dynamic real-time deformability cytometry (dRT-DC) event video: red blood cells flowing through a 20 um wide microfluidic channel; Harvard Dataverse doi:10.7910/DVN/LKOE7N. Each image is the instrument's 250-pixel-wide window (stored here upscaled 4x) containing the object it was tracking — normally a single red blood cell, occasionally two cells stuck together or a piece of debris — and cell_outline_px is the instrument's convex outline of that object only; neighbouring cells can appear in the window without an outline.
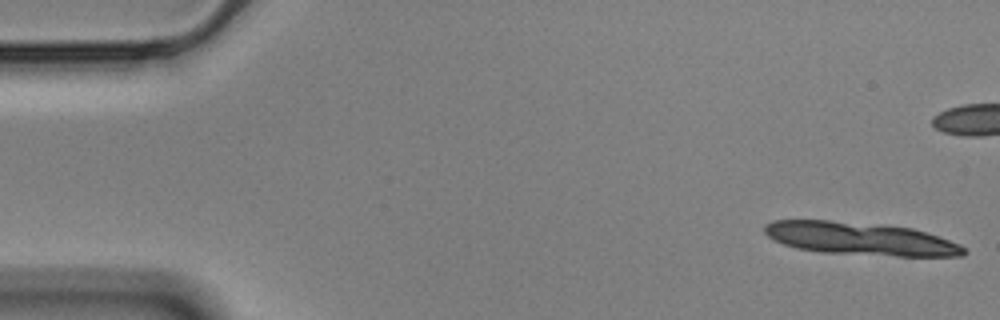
{"species": "Egyptian fruit bat (a non-hibernating species)", "species_latin": "Rousettus aegyptiacus", "temperature_condition": "cold", "stored_images_in_passage": 11, "camera_frame_rate_fps": 3000, "um_per_image_px": 0.085, "animal": {"sex": "male"}, "frame": {"image": 1, "passage_image": 1, "time_ms": 0.0, "image_size_px": [1000, 320], "cell_outline_px": [[968, 252], [964, 256], [896, 256], [820, 252], [796, 248], [784, 244], [768, 236], [764, 232], [764, 224], [772, 220], [828, 220], [912, 228], [928, 232], [960, 244]], "centroid_in_image_um": [73.14, 20.29], "position_along_channel_um": 11.9, "area_um2": 38.03}}